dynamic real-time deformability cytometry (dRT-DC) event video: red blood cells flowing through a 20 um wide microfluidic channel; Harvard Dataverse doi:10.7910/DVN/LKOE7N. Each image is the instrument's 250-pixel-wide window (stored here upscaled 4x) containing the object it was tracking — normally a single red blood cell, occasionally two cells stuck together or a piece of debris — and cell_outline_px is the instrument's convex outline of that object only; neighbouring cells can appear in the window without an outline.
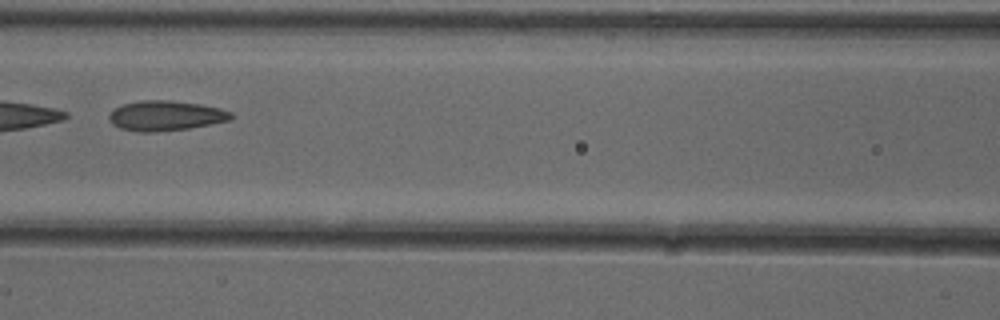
{"species": "common noctule bat (a hibernating species)", "species_latin": "Nyctalus noctula", "temperature_condition": "cold", "stored_images_in_passage": 33, "camera_frame_rate_fps": 3000, "um_per_image_px": 0.085, "animal": {"sex": "female"}, "frame": {"image": 1, "passage_image": 24, "time_ms": 7.667, "image_size_px": [1000, 320], "cell_outline_px": [[232, 116], [228, 120], [188, 128], [156, 132], [140, 132], [120, 128], [112, 124], [108, 120], [108, 116], [116, 108], [124, 104], [140, 100], [168, 100], [200, 104], [220, 108], [232, 112]], "centroid_in_image_um": [14.04, 9.83], "position_along_channel_um": 152.6, "area_um2": 21.1}}